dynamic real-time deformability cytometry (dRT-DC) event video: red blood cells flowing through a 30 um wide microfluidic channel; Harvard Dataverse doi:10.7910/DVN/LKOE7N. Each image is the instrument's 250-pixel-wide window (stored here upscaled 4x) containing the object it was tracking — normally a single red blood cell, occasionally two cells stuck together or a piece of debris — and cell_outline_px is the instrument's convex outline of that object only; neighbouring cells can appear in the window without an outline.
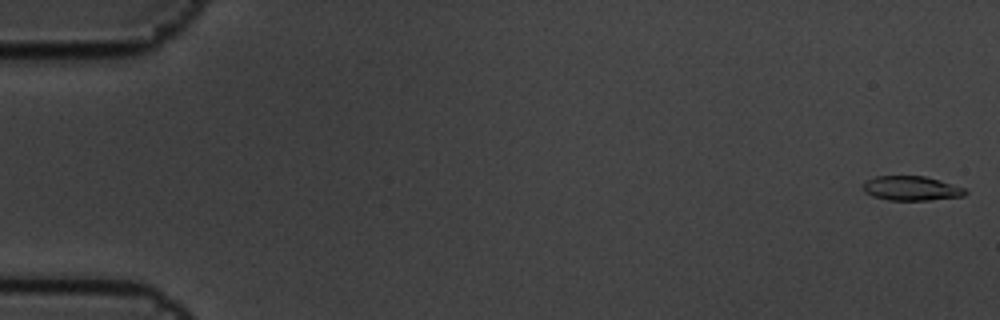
{"species": "common noctule bat (a hibernating species)", "species_latin": "Nyctalus noctula", "temperature_condition": "cold", "stored_images_in_passage": 7, "camera_frame_rate_fps": 3000, "um_per_image_px": 0.085, "animal": {"sex": "male", "body_mass_g": 19.5, "forearm_length_mm": 54.6}, "frame": {"image": 1, "passage_image": 1, "time_ms": 0.0, "image_size_px": [1000, 320], "cell_outline_px": [[968, 192], [964, 196], [928, 200], [888, 200], [872, 196], [864, 192], [864, 180], [876, 176], [924, 176], [940, 180], [964, 188]], "centroid_in_image_um": [77.45, 16.01], "position_along_channel_um": 7.6, "area_um2": 14.57}}
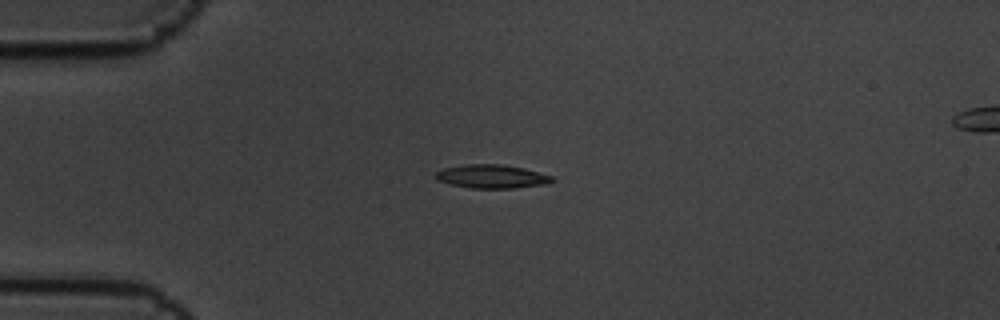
{"frame": {"image": 2, "passage_image": 5, "time_ms": 1.333, "image_size_px": [1000, 320], "cell_outline_px": [[556, 180], [548, 184], [516, 188], [472, 188], [452, 184], [436, 180], [436, 172], [444, 168], [464, 164], [500, 164], [524, 168], [552, 176]], "centroid_in_image_um": [41.84, 15.0], "position_along_channel_um": 43.2, "area_um2": 16.01}}